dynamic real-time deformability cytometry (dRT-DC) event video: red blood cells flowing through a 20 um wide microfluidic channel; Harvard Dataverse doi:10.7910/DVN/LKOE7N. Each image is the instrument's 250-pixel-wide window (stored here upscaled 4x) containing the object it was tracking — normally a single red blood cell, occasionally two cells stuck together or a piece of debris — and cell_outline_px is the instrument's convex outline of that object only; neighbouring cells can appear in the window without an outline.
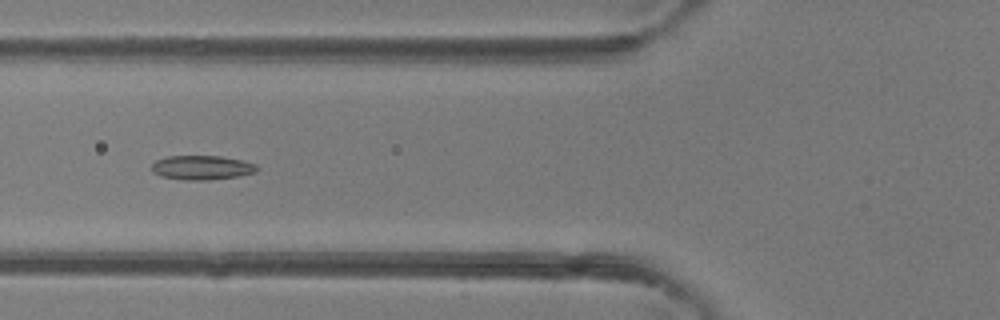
{"species": "common noctule bat (a hibernating species)", "species_latin": "Nyctalus noctula", "temperature_condition": "room temperature", "stored_images_in_passage": 5, "camera_frame_rate_fps": 3000, "um_per_image_px": 0.085, "animal": {"sex": "female"}, "frame": {"image": 1, "passage_image": 5, "time_ms": 4.333, "image_size_px": [1000, 320], "cell_outline_px": [[260, 168], [256, 172], [236, 176], [208, 180], [184, 180], [160, 176], [152, 172], [152, 164], [156, 160], [168, 156], [220, 156], [240, 160], [256, 164]], "centroid_in_image_um": [17.14, 14.24], "position_along_channel_um": 108.7, "area_um2": 14.85}}